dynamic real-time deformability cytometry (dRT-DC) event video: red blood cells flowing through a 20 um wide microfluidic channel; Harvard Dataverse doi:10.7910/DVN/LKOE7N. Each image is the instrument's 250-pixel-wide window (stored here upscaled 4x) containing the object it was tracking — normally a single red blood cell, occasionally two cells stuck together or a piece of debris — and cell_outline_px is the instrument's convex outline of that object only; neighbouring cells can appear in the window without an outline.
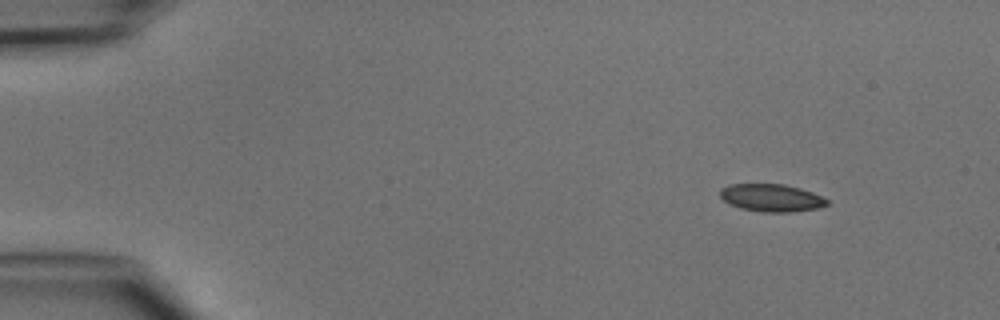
{"species": "common noctule bat (a hibernating species)", "species_latin": "Nyctalus noctula", "temperature_condition": "cold", "stored_images_in_passage": 6, "camera_frame_rate_fps": 3000, "um_per_image_px": 0.085, "animal": {"sex": "male", "body_mass_g": 15.6}, "frame": {"image": 1, "passage_image": 1, "time_ms": 0.0, "image_size_px": [1000, 320], "cell_outline_px": [[828, 204], [820, 208], [792, 212], [764, 212], [740, 208], [728, 204], [720, 196], [720, 188], [728, 184], [784, 184], [800, 188], [812, 192], [828, 200]], "centroid_in_image_um": [65.55, 16.81], "position_along_channel_um": 19.4, "area_um2": 17.28}}
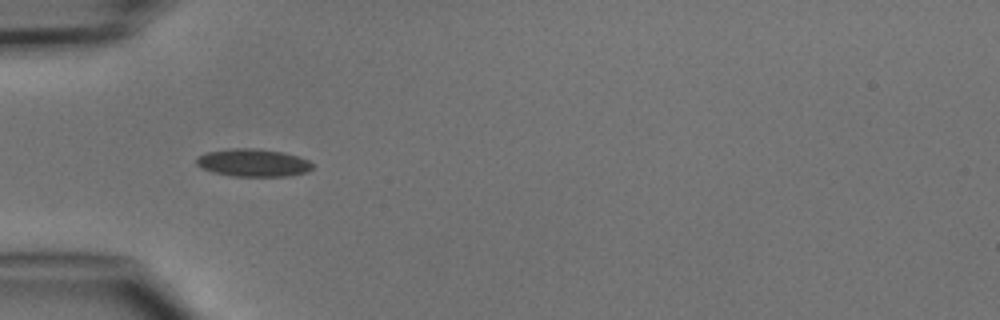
{"frame": {"image": 2, "passage_image": 4, "time_ms": 3.333, "image_size_px": [1000, 320], "cell_outline_px": [[312, 168], [308, 172], [288, 176], [232, 176], [212, 172], [200, 168], [196, 164], [196, 156], [204, 152], [232, 148], [252, 148], [280, 152], [296, 156], [308, 160], [312, 164]], "centroid_in_image_um": [21.45, 13.84], "position_along_channel_um": 63.6, "area_um2": 18.79}}